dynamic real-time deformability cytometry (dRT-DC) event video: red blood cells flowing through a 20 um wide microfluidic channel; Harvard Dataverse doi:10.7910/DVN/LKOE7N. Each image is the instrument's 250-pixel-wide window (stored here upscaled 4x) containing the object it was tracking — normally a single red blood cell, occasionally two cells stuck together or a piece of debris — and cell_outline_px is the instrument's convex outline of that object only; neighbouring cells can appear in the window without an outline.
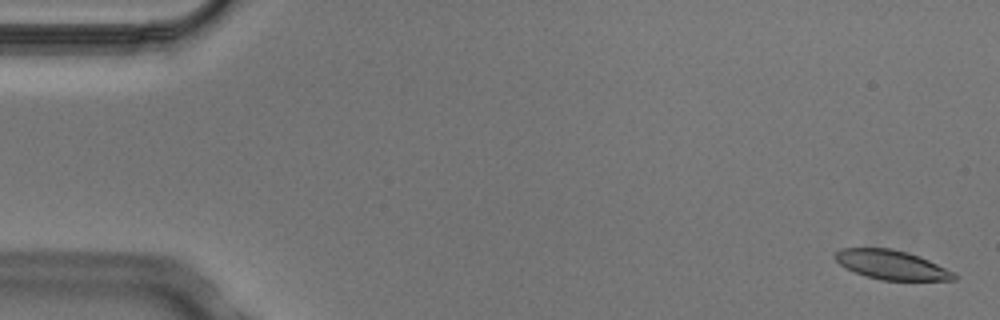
{"species": "Egyptian fruit bat (a non-hibernating species)", "species_latin": "Rousettus aegyptiacus", "temperature_condition": "cold", "stored_images_in_passage": 6, "segment_of_instrument_passage": [1, 2], "camera_frame_rate_fps": 3000, "um_per_image_px": 0.085, "animal": {"sex": "male"}, "frame": {"image": 1, "passage_image": 1, "time_ms": 0.0, "image_size_px": [1000, 320], "cell_outline_px": [[956, 280], [880, 280], [864, 276], [852, 272], [840, 264], [832, 256], [840, 248], [892, 248], [908, 252], [920, 256], [952, 272], [956, 276]], "centroid_in_image_um": [75.71, 22.5], "position_along_channel_um": 9.3, "area_um2": 20.29}}
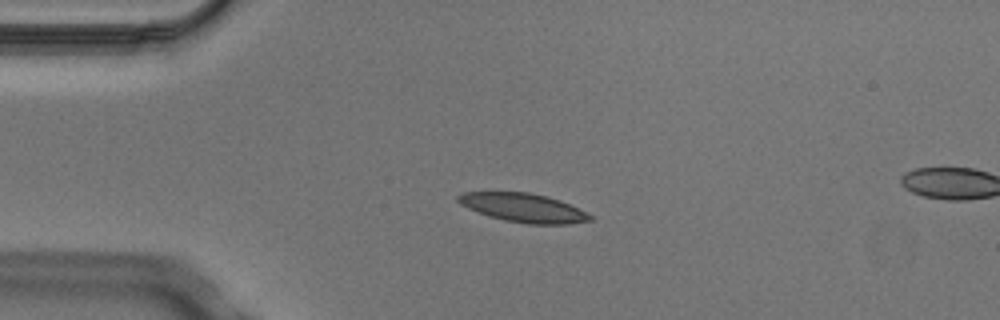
{"frame": {"image": 2, "passage_image": 4, "time_ms": 1.0, "image_size_px": [1000, 320], "cell_outline_px": [[592, 220], [568, 224], [528, 224], [504, 220], [488, 216], [468, 208], [460, 204], [456, 200], [456, 196], [464, 192], [528, 192], [548, 196], [568, 204], [592, 216]], "centroid_in_image_um": [44.43, 17.66], "position_along_channel_um": 40.6, "area_um2": 21.96}}